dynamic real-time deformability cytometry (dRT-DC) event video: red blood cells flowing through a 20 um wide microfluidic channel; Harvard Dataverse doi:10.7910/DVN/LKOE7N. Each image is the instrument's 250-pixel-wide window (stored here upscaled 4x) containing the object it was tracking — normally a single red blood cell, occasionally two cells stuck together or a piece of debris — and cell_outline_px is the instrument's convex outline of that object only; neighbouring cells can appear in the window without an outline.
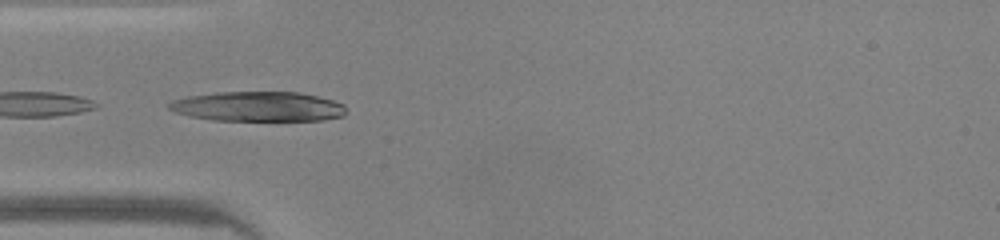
{"species": "common noctule bat (a hibernating species)", "species_latin": "Nyctalus noctula", "temperature_condition": "warm", "stored_images_in_passage": 15, "camera_frame_rate_fps": 3000, "um_per_image_px": 0.085, "animal": {"sex": "male", "body_mass_g": 20.0, "forearm_length_mm": 53.3}, "frame": {"image": 1, "passage_image": 11, "time_ms": 3.333, "image_size_px": [1000, 240], "cell_outline_px": [[344, 116], [324, 120], [212, 120], [188, 116], [176, 112], [168, 108], [168, 104], [172, 100], [188, 96], [216, 92], [300, 92], [332, 100], [344, 104]], "centroid_in_image_um": [21.91, 9.05], "position_along_channel_um": 63.1, "area_um2": 30.69}}